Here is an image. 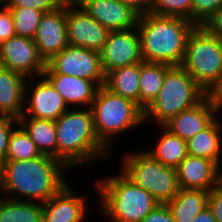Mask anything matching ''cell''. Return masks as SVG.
<instances>
[{
  "label": "cell",
  "mask_w": 222,
  "mask_h": 222,
  "mask_svg": "<svg viewBox=\"0 0 222 222\" xmlns=\"http://www.w3.org/2000/svg\"><path fill=\"white\" fill-rule=\"evenodd\" d=\"M2 8L4 9H0V43L16 36L11 11L6 7Z\"/></svg>",
  "instance_id": "obj_34"
},
{
  "label": "cell",
  "mask_w": 222,
  "mask_h": 222,
  "mask_svg": "<svg viewBox=\"0 0 222 222\" xmlns=\"http://www.w3.org/2000/svg\"><path fill=\"white\" fill-rule=\"evenodd\" d=\"M220 7L222 0H192V22L203 25Z\"/></svg>",
  "instance_id": "obj_31"
},
{
  "label": "cell",
  "mask_w": 222,
  "mask_h": 222,
  "mask_svg": "<svg viewBox=\"0 0 222 222\" xmlns=\"http://www.w3.org/2000/svg\"><path fill=\"white\" fill-rule=\"evenodd\" d=\"M99 53L105 76L114 69L143 62L137 27L111 31Z\"/></svg>",
  "instance_id": "obj_11"
},
{
  "label": "cell",
  "mask_w": 222,
  "mask_h": 222,
  "mask_svg": "<svg viewBox=\"0 0 222 222\" xmlns=\"http://www.w3.org/2000/svg\"><path fill=\"white\" fill-rule=\"evenodd\" d=\"M66 29L69 45L97 52L102 50L111 32L77 2L66 5Z\"/></svg>",
  "instance_id": "obj_10"
},
{
  "label": "cell",
  "mask_w": 222,
  "mask_h": 222,
  "mask_svg": "<svg viewBox=\"0 0 222 222\" xmlns=\"http://www.w3.org/2000/svg\"><path fill=\"white\" fill-rule=\"evenodd\" d=\"M150 13L182 17L192 22V0H155Z\"/></svg>",
  "instance_id": "obj_30"
},
{
  "label": "cell",
  "mask_w": 222,
  "mask_h": 222,
  "mask_svg": "<svg viewBox=\"0 0 222 222\" xmlns=\"http://www.w3.org/2000/svg\"><path fill=\"white\" fill-rule=\"evenodd\" d=\"M216 118L207 128L186 141L189 155L209 159L216 164L222 155V124Z\"/></svg>",
  "instance_id": "obj_22"
},
{
  "label": "cell",
  "mask_w": 222,
  "mask_h": 222,
  "mask_svg": "<svg viewBox=\"0 0 222 222\" xmlns=\"http://www.w3.org/2000/svg\"><path fill=\"white\" fill-rule=\"evenodd\" d=\"M90 108L96 137L107 150L114 135L145 123L144 110L137 103L112 93L105 86L99 87Z\"/></svg>",
  "instance_id": "obj_6"
},
{
  "label": "cell",
  "mask_w": 222,
  "mask_h": 222,
  "mask_svg": "<svg viewBox=\"0 0 222 222\" xmlns=\"http://www.w3.org/2000/svg\"><path fill=\"white\" fill-rule=\"evenodd\" d=\"M179 188L210 191L216 184V163L209 159L187 155L177 166Z\"/></svg>",
  "instance_id": "obj_18"
},
{
  "label": "cell",
  "mask_w": 222,
  "mask_h": 222,
  "mask_svg": "<svg viewBox=\"0 0 222 222\" xmlns=\"http://www.w3.org/2000/svg\"><path fill=\"white\" fill-rule=\"evenodd\" d=\"M220 163H221V159L216 164V184H215V187L222 190V169H221V171L219 170V168H221Z\"/></svg>",
  "instance_id": "obj_40"
},
{
  "label": "cell",
  "mask_w": 222,
  "mask_h": 222,
  "mask_svg": "<svg viewBox=\"0 0 222 222\" xmlns=\"http://www.w3.org/2000/svg\"><path fill=\"white\" fill-rule=\"evenodd\" d=\"M196 25L176 16L140 15L137 30L144 62L180 66L188 37Z\"/></svg>",
  "instance_id": "obj_2"
},
{
  "label": "cell",
  "mask_w": 222,
  "mask_h": 222,
  "mask_svg": "<svg viewBox=\"0 0 222 222\" xmlns=\"http://www.w3.org/2000/svg\"><path fill=\"white\" fill-rule=\"evenodd\" d=\"M60 5H67L76 2V0H56Z\"/></svg>",
  "instance_id": "obj_41"
},
{
  "label": "cell",
  "mask_w": 222,
  "mask_h": 222,
  "mask_svg": "<svg viewBox=\"0 0 222 222\" xmlns=\"http://www.w3.org/2000/svg\"><path fill=\"white\" fill-rule=\"evenodd\" d=\"M206 93L181 66H171L154 101L144 110V121L157 119L163 126L177 114L201 102Z\"/></svg>",
  "instance_id": "obj_7"
},
{
  "label": "cell",
  "mask_w": 222,
  "mask_h": 222,
  "mask_svg": "<svg viewBox=\"0 0 222 222\" xmlns=\"http://www.w3.org/2000/svg\"><path fill=\"white\" fill-rule=\"evenodd\" d=\"M62 96L68 107L75 104L89 108L92 105L99 86L92 81L64 74H42ZM87 105V106H86Z\"/></svg>",
  "instance_id": "obj_19"
},
{
  "label": "cell",
  "mask_w": 222,
  "mask_h": 222,
  "mask_svg": "<svg viewBox=\"0 0 222 222\" xmlns=\"http://www.w3.org/2000/svg\"><path fill=\"white\" fill-rule=\"evenodd\" d=\"M0 66L16 71L29 79L41 78L46 67L35 41L28 37L14 36L0 43Z\"/></svg>",
  "instance_id": "obj_12"
},
{
  "label": "cell",
  "mask_w": 222,
  "mask_h": 222,
  "mask_svg": "<svg viewBox=\"0 0 222 222\" xmlns=\"http://www.w3.org/2000/svg\"><path fill=\"white\" fill-rule=\"evenodd\" d=\"M208 191L179 188L171 201L167 202L175 222H192L207 207Z\"/></svg>",
  "instance_id": "obj_21"
},
{
  "label": "cell",
  "mask_w": 222,
  "mask_h": 222,
  "mask_svg": "<svg viewBox=\"0 0 222 222\" xmlns=\"http://www.w3.org/2000/svg\"><path fill=\"white\" fill-rule=\"evenodd\" d=\"M162 129L164 132L161 133L156 147L146 152L163 165L177 168L188 155L187 143L164 127Z\"/></svg>",
  "instance_id": "obj_26"
},
{
  "label": "cell",
  "mask_w": 222,
  "mask_h": 222,
  "mask_svg": "<svg viewBox=\"0 0 222 222\" xmlns=\"http://www.w3.org/2000/svg\"><path fill=\"white\" fill-rule=\"evenodd\" d=\"M73 109H68L55 121L56 159L68 168L109 155V150L96 137L91 108Z\"/></svg>",
  "instance_id": "obj_3"
},
{
  "label": "cell",
  "mask_w": 222,
  "mask_h": 222,
  "mask_svg": "<svg viewBox=\"0 0 222 222\" xmlns=\"http://www.w3.org/2000/svg\"><path fill=\"white\" fill-rule=\"evenodd\" d=\"M10 9L16 36L35 37L43 12L33 8L6 7Z\"/></svg>",
  "instance_id": "obj_29"
},
{
  "label": "cell",
  "mask_w": 222,
  "mask_h": 222,
  "mask_svg": "<svg viewBox=\"0 0 222 222\" xmlns=\"http://www.w3.org/2000/svg\"><path fill=\"white\" fill-rule=\"evenodd\" d=\"M5 7L33 8L43 13L54 11L60 4L56 0H3Z\"/></svg>",
  "instance_id": "obj_32"
},
{
  "label": "cell",
  "mask_w": 222,
  "mask_h": 222,
  "mask_svg": "<svg viewBox=\"0 0 222 222\" xmlns=\"http://www.w3.org/2000/svg\"><path fill=\"white\" fill-rule=\"evenodd\" d=\"M26 77L0 66V109L5 115L19 118L25 108Z\"/></svg>",
  "instance_id": "obj_20"
},
{
  "label": "cell",
  "mask_w": 222,
  "mask_h": 222,
  "mask_svg": "<svg viewBox=\"0 0 222 222\" xmlns=\"http://www.w3.org/2000/svg\"><path fill=\"white\" fill-rule=\"evenodd\" d=\"M41 78L43 79L37 81L29 97L27 90L30 87L25 83V109L20 117L56 121L69 107L61 94L44 77Z\"/></svg>",
  "instance_id": "obj_15"
},
{
  "label": "cell",
  "mask_w": 222,
  "mask_h": 222,
  "mask_svg": "<svg viewBox=\"0 0 222 222\" xmlns=\"http://www.w3.org/2000/svg\"><path fill=\"white\" fill-rule=\"evenodd\" d=\"M121 172L150 193L159 204H166L179 191L176 168L163 165L146 151L130 152Z\"/></svg>",
  "instance_id": "obj_8"
},
{
  "label": "cell",
  "mask_w": 222,
  "mask_h": 222,
  "mask_svg": "<svg viewBox=\"0 0 222 222\" xmlns=\"http://www.w3.org/2000/svg\"><path fill=\"white\" fill-rule=\"evenodd\" d=\"M76 2L110 31L137 27L140 14L119 0H76Z\"/></svg>",
  "instance_id": "obj_16"
},
{
  "label": "cell",
  "mask_w": 222,
  "mask_h": 222,
  "mask_svg": "<svg viewBox=\"0 0 222 222\" xmlns=\"http://www.w3.org/2000/svg\"><path fill=\"white\" fill-rule=\"evenodd\" d=\"M208 94H222V41L204 26L191 31L180 65Z\"/></svg>",
  "instance_id": "obj_5"
},
{
  "label": "cell",
  "mask_w": 222,
  "mask_h": 222,
  "mask_svg": "<svg viewBox=\"0 0 222 222\" xmlns=\"http://www.w3.org/2000/svg\"><path fill=\"white\" fill-rule=\"evenodd\" d=\"M33 40L45 62L69 45L66 29V5H60L54 11L42 15Z\"/></svg>",
  "instance_id": "obj_14"
},
{
  "label": "cell",
  "mask_w": 222,
  "mask_h": 222,
  "mask_svg": "<svg viewBox=\"0 0 222 222\" xmlns=\"http://www.w3.org/2000/svg\"><path fill=\"white\" fill-rule=\"evenodd\" d=\"M207 207L211 210L216 222H222V190L212 188L207 197Z\"/></svg>",
  "instance_id": "obj_35"
},
{
  "label": "cell",
  "mask_w": 222,
  "mask_h": 222,
  "mask_svg": "<svg viewBox=\"0 0 222 222\" xmlns=\"http://www.w3.org/2000/svg\"><path fill=\"white\" fill-rule=\"evenodd\" d=\"M18 126L20 128H14L10 134L6 161L31 160L40 157L42 154L37 149L35 143L25 130L20 125Z\"/></svg>",
  "instance_id": "obj_28"
},
{
  "label": "cell",
  "mask_w": 222,
  "mask_h": 222,
  "mask_svg": "<svg viewBox=\"0 0 222 222\" xmlns=\"http://www.w3.org/2000/svg\"><path fill=\"white\" fill-rule=\"evenodd\" d=\"M18 125L29 135L41 154L56 158L57 131L54 120L19 117Z\"/></svg>",
  "instance_id": "obj_23"
},
{
  "label": "cell",
  "mask_w": 222,
  "mask_h": 222,
  "mask_svg": "<svg viewBox=\"0 0 222 222\" xmlns=\"http://www.w3.org/2000/svg\"><path fill=\"white\" fill-rule=\"evenodd\" d=\"M140 63L120 67L105 76L104 86L112 93L131 99L139 105Z\"/></svg>",
  "instance_id": "obj_24"
},
{
  "label": "cell",
  "mask_w": 222,
  "mask_h": 222,
  "mask_svg": "<svg viewBox=\"0 0 222 222\" xmlns=\"http://www.w3.org/2000/svg\"><path fill=\"white\" fill-rule=\"evenodd\" d=\"M0 222H43V203L1 198Z\"/></svg>",
  "instance_id": "obj_27"
},
{
  "label": "cell",
  "mask_w": 222,
  "mask_h": 222,
  "mask_svg": "<svg viewBox=\"0 0 222 222\" xmlns=\"http://www.w3.org/2000/svg\"><path fill=\"white\" fill-rule=\"evenodd\" d=\"M127 6H130L140 15L150 13L155 0H119Z\"/></svg>",
  "instance_id": "obj_38"
},
{
  "label": "cell",
  "mask_w": 222,
  "mask_h": 222,
  "mask_svg": "<svg viewBox=\"0 0 222 222\" xmlns=\"http://www.w3.org/2000/svg\"><path fill=\"white\" fill-rule=\"evenodd\" d=\"M170 65L163 63H140L139 106L145 110L160 92Z\"/></svg>",
  "instance_id": "obj_25"
},
{
  "label": "cell",
  "mask_w": 222,
  "mask_h": 222,
  "mask_svg": "<svg viewBox=\"0 0 222 222\" xmlns=\"http://www.w3.org/2000/svg\"><path fill=\"white\" fill-rule=\"evenodd\" d=\"M118 175L96 182L102 212L113 222H142L159 203L121 171Z\"/></svg>",
  "instance_id": "obj_4"
},
{
  "label": "cell",
  "mask_w": 222,
  "mask_h": 222,
  "mask_svg": "<svg viewBox=\"0 0 222 222\" xmlns=\"http://www.w3.org/2000/svg\"><path fill=\"white\" fill-rule=\"evenodd\" d=\"M65 169L68 167L61 161L43 154L31 160L4 161L0 164V191L23 197L10 199L46 202L68 184L61 171Z\"/></svg>",
  "instance_id": "obj_1"
},
{
  "label": "cell",
  "mask_w": 222,
  "mask_h": 222,
  "mask_svg": "<svg viewBox=\"0 0 222 222\" xmlns=\"http://www.w3.org/2000/svg\"><path fill=\"white\" fill-rule=\"evenodd\" d=\"M221 108L222 98L218 95L208 94L197 105L177 114L162 127L171 134L188 141L207 128L217 118L216 113H219Z\"/></svg>",
  "instance_id": "obj_13"
},
{
  "label": "cell",
  "mask_w": 222,
  "mask_h": 222,
  "mask_svg": "<svg viewBox=\"0 0 222 222\" xmlns=\"http://www.w3.org/2000/svg\"><path fill=\"white\" fill-rule=\"evenodd\" d=\"M43 74H64L105 84L100 53L80 46L68 45L46 62Z\"/></svg>",
  "instance_id": "obj_9"
},
{
  "label": "cell",
  "mask_w": 222,
  "mask_h": 222,
  "mask_svg": "<svg viewBox=\"0 0 222 222\" xmlns=\"http://www.w3.org/2000/svg\"><path fill=\"white\" fill-rule=\"evenodd\" d=\"M202 26L222 41V7H220Z\"/></svg>",
  "instance_id": "obj_37"
},
{
  "label": "cell",
  "mask_w": 222,
  "mask_h": 222,
  "mask_svg": "<svg viewBox=\"0 0 222 222\" xmlns=\"http://www.w3.org/2000/svg\"><path fill=\"white\" fill-rule=\"evenodd\" d=\"M192 222H216L211 210L206 207Z\"/></svg>",
  "instance_id": "obj_39"
},
{
  "label": "cell",
  "mask_w": 222,
  "mask_h": 222,
  "mask_svg": "<svg viewBox=\"0 0 222 222\" xmlns=\"http://www.w3.org/2000/svg\"><path fill=\"white\" fill-rule=\"evenodd\" d=\"M65 185L57 194L43 202V222H83L87 205L85 198Z\"/></svg>",
  "instance_id": "obj_17"
},
{
  "label": "cell",
  "mask_w": 222,
  "mask_h": 222,
  "mask_svg": "<svg viewBox=\"0 0 222 222\" xmlns=\"http://www.w3.org/2000/svg\"><path fill=\"white\" fill-rule=\"evenodd\" d=\"M13 125H17L18 127L17 118L10 115L0 117V164L6 161L8 141L10 134L14 129Z\"/></svg>",
  "instance_id": "obj_33"
},
{
  "label": "cell",
  "mask_w": 222,
  "mask_h": 222,
  "mask_svg": "<svg viewBox=\"0 0 222 222\" xmlns=\"http://www.w3.org/2000/svg\"><path fill=\"white\" fill-rule=\"evenodd\" d=\"M142 222H175L166 204H158Z\"/></svg>",
  "instance_id": "obj_36"
}]
</instances>
